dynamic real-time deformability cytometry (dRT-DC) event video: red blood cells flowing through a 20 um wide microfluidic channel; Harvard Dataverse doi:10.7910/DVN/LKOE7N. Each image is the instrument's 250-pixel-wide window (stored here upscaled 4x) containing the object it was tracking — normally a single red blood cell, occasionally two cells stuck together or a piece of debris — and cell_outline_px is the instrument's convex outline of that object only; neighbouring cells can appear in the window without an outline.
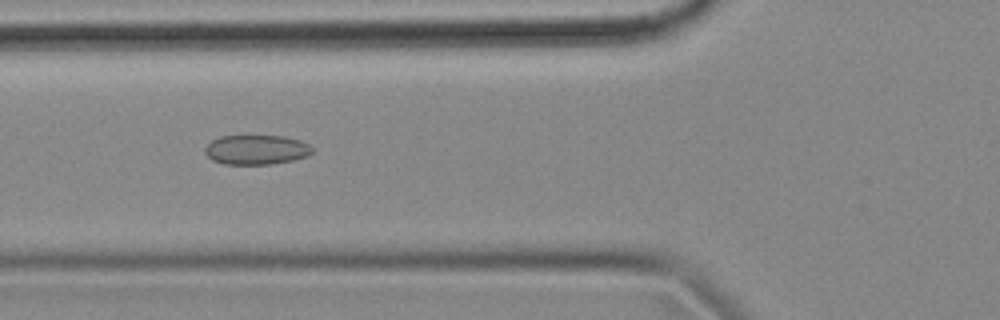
{"species": "common noctule bat (a hibernating species)", "species_latin": "Nyctalus noctula", "temperature_condition": "cold", "stored_images_in_passage": 56, "camera_frame_rate_fps": 3000, "um_per_image_px": 0.085, "animal": {"sex": "female", "body_mass_g": 18.4}, "frame": {"image": 1, "passage_image": 20, "time_ms": 6.333, "image_size_px": [1000, 320], "cell_outline_px": [[312, 152], [308, 156], [292, 160], [272, 164], [224, 164], [212, 160], [204, 152], [204, 148], [212, 140], [220, 136], [284, 136], [300, 140], [308, 144], [312, 148]], "centroid_in_image_um": [21.78, 12.73], "position_along_channel_um": 104.0, "area_um2": 18.5}}
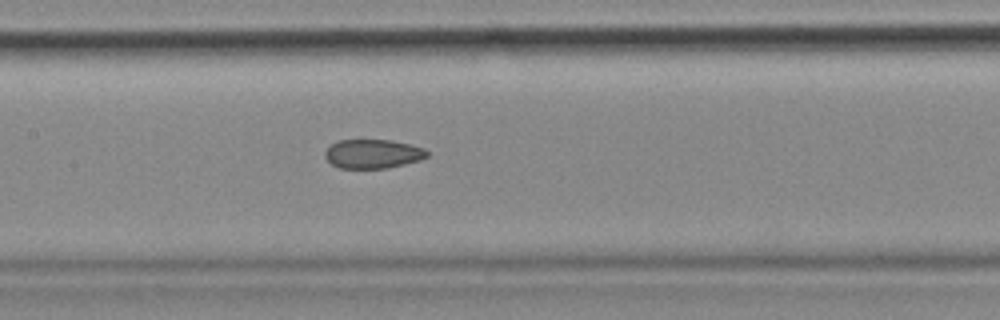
{"frame": {"image": 2, "passage_image": 26, "time_ms": 8.333, "image_size_px": [1000, 320], "cell_outline_px": [[428, 156], [420, 160], [388, 168], [340, 168], [332, 164], [324, 156], [324, 152], [336, 140], [392, 140], [424, 148], [428, 152]], "centroid_in_image_um": [31.69, 13.07], "position_along_channel_um": 175.7, "area_um2": 17.22}}
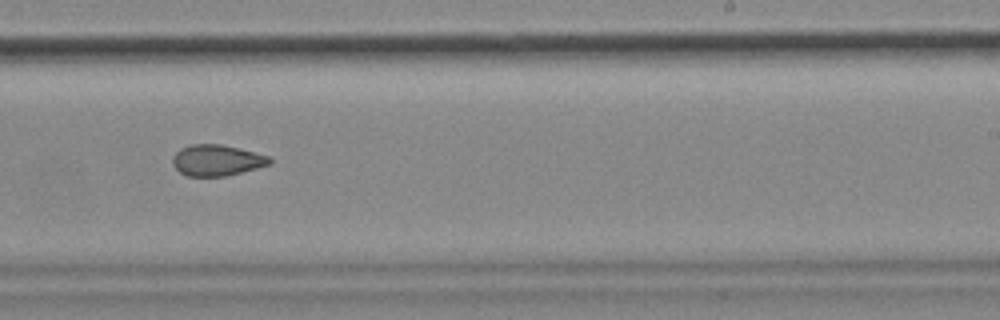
{"frame": {"image": 3, "passage_image": 34, "time_ms": 11.0, "image_size_px": [1000, 320], "cell_outline_px": [[272, 164], [224, 176], [188, 176], [180, 172], [172, 164], [172, 156], [180, 148], [192, 144], [220, 144], [272, 156]], "centroid_in_image_um": [18.43, 13.61], "position_along_channel_um": 270.6, "area_um2": 17.57}, "authors_computed_cell_mechanics": {"area_um2": 18.5249, "velocity_mm_per_s": 3.5731, "shape_relaxation_time_tau1_ms": null, "shape_relaxation_time_tau2_ms": 2.0066, "deformation_change_tau1": null, "deformation_change_tau2": 0.0752}}